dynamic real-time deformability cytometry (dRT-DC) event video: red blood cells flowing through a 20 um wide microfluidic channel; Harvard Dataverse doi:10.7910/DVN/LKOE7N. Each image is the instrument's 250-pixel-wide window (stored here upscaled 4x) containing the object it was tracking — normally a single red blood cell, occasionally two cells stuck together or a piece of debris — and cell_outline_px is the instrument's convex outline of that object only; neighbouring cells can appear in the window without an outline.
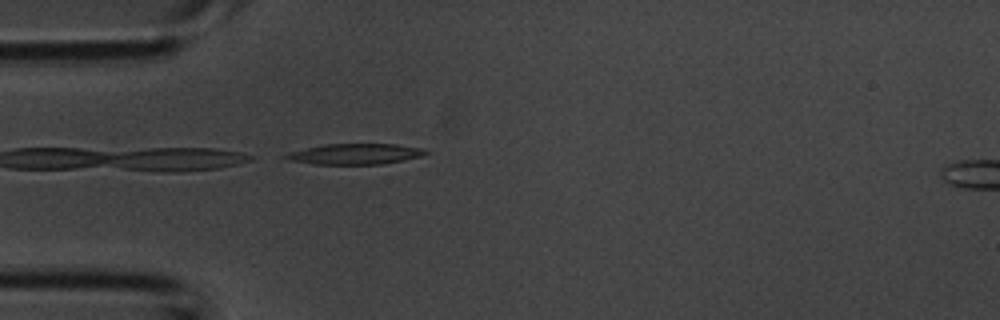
{"species": "common noctule bat (a hibernating species)", "species_latin": "Nyctalus noctula", "temperature_condition": "room temperature", "stored_images_in_passage": 9, "camera_frame_rate_fps": 3000, "um_per_image_px": 0.085, "animal": {"sex": "male", "body_mass_g": 20.1, "forearm_length_mm": 53.5}, "frame": {"image": 1, "passage_image": 1, "time_ms": 0.0, "image_size_px": [1000, 320], "cell_outline_px": [[428, 152], [420, 156], [404, 160], [384, 164], [312, 164], [288, 160], [280, 156], [288, 152], [324, 144], [396, 144], [420, 148]], "centroid_in_image_um": [30.1, 13.09], "position_along_channel_um": 54.9, "area_um2": 16.82}}
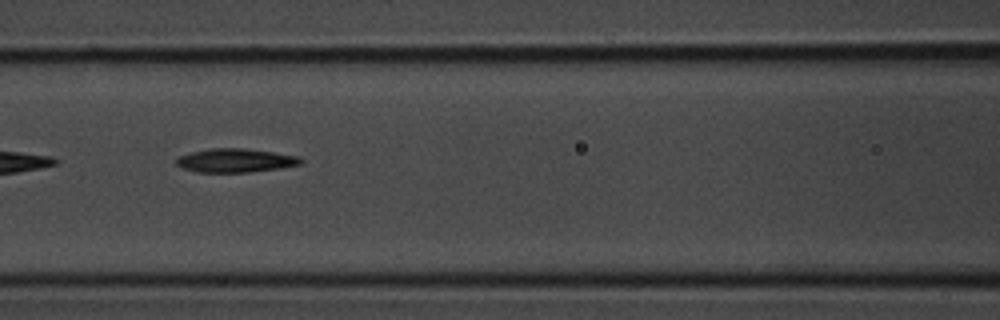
{"frame": {"image": 2, "passage_image": 7, "time_ms": 2.0, "image_size_px": [1000, 320], "cell_outline_px": [[304, 164], [280, 168], [248, 172], [196, 172], [180, 168], [176, 164], [176, 160], [180, 156], [192, 152], [212, 148], [244, 148], [300, 156], [304, 160]], "centroid_in_image_um": [20.05, 13.64], "position_along_channel_um": 146.6, "area_um2": 17.28}}